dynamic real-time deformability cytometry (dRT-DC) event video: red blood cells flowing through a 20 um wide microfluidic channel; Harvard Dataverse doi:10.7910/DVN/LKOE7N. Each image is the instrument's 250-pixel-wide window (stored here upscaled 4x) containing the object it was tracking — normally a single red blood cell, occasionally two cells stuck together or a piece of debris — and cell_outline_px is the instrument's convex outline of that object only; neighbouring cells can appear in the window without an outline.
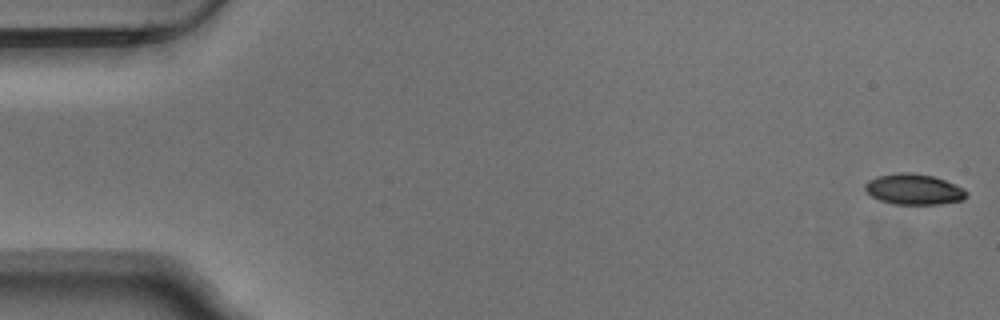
{"species": "Egyptian fruit bat (a non-hibernating species)", "species_latin": "Rousettus aegyptiacus", "temperature_condition": "warm", "stored_images_in_passage": 54, "camera_frame_rate_fps": 3000, "um_per_image_px": 0.085, "animal": {"sex": "male"}, "frame": {"image": 1, "passage_image": 1, "time_ms": 0.0, "image_size_px": [1000, 320], "cell_outline_px": [[968, 196], [964, 200], [940, 204], [892, 204], [880, 200], [872, 196], [864, 188], [864, 184], [868, 180], [880, 176], [900, 172], [912, 172], [932, 176], [944, 180], [964, 188], [968, 192]], "centroid_in_image_um": [77.71, 16.09], "position_along_channel_um": 7.3, "area_um2": 18.15}}
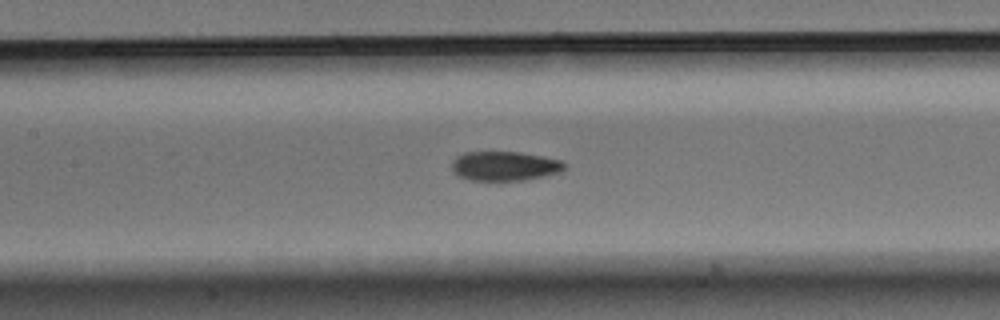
{"frame": {"image": 2, "passage_image": 25, "time_ms": 8.0, "image_size_px": [1000, 320], "cell_outline_px": [[568, 164], [560, 172], [524, 180], [468, 180], [460, 176], [452, 168], [452, 160], [456, 156], [464, 152], [520, 152], [544, 156], [560, 160]], "centroid_in_image_um": [42.9, 14.1], "position_along_channel_um": 164.5, "area_um2": 19.25}}
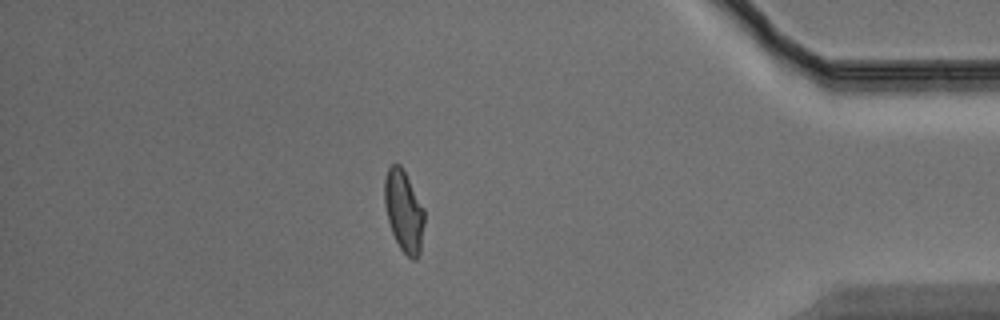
{"frame": {"image": 3, "passage_image": 47, "time_ms": 15.333, "image_size_px": [1000, 320], "cell_outline_px": [[424, 224], [420, 252], [416, 260], [412, 260], [400, 248], [392, 232], [388, 220], [384, 204], [384, 180], [388, 168], [392, 164], [400, 164], [424, 208]], "centroid_in_image_um": [34.32, 17.95], "position_along_channel_um": 400.9, "area_um2": 18.79}, "authors_computed_cell_mechanics": {"area_um2": 19.0451, "velocity_mm_per_s": 3.738, "shape_relaxation_time_tau1_ms": 8.0127, "shape_relaxation_time_tau2_ms": 1.9673, "deformation_change_tau1": 0.2018, "deformation_change_tau2": 0.075}}